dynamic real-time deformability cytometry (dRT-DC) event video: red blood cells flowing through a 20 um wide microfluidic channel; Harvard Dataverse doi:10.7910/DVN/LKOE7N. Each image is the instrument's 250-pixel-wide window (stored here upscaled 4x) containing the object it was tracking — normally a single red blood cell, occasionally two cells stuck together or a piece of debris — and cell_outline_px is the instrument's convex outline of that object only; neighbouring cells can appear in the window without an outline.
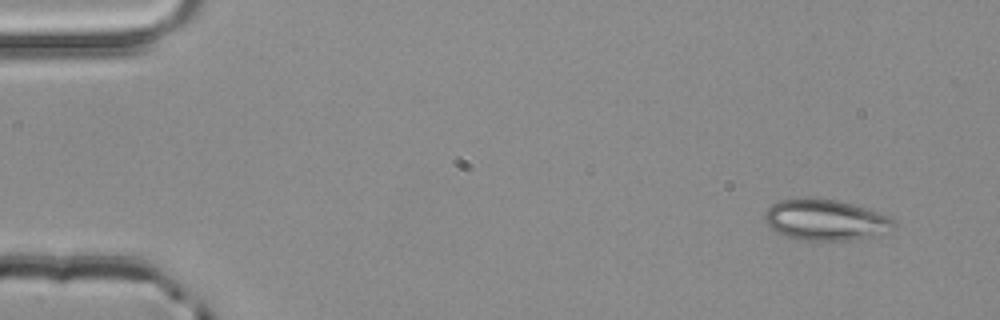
{"species": "common noctule bat (a hibernating species)", "species_latin": "Nyctalus noctula", "temperature_condition": "room temperature", "stored_images_in_passage": 3, "camera_frame_rate_fps": 3000, "um_per_image_px": 0.085, "animal": {"sex": "male", "body_mass_g": 20.4}, "frame": {"image": 1, "passage_image": 1, "time_ms": 0.0, "image_size_px": [1000, 320], "cell_outline_px": [[896, 228], [892, 232], [852, 240], [800, 240], [776, 232], [764, 220], [764, 212], [772, 204], [780, 200], [812, 196], [840, 200], [888, 216], [896, 220]], "centroid_in_image_um": [70.19, 18.68], "position_along_channel_um": 14.8, "area_um2": 31.27}}